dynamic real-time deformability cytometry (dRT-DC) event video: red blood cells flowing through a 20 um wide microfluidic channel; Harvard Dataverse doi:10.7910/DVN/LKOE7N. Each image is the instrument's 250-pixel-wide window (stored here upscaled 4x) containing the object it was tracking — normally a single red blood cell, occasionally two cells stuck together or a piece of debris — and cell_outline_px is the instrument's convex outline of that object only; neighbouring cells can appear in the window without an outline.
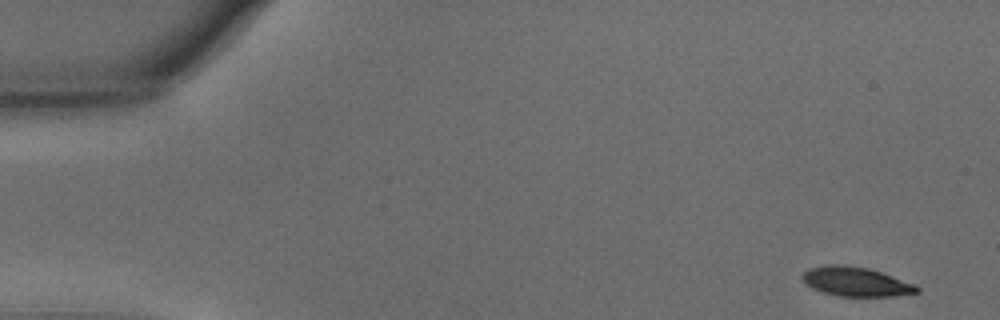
{"species": "common noctule bat (a hibernating species)", "species_latin": "Nyctalus noctula", "temperature_condition": "warm", "stored_images_in_passage": 46, "camera_frame_rate_fps": 3000, "um_per_image_px": 0.085, "animal": {"sex": "male", "body_mass_g": 15.6}, "frame": {"image": 1, "passage_image": 1, "time_ms": 0.0, "image_size_px": [1000, 320], "cell_outline_px": [[920, 292], [892, 296], [836, 296], [812, 288], [800, 276], [808, 268], [828, 264], [844, 264], [868, 268], [916, 284], [920, 288]], "centroid_in_image_um": [72.76, 23.93], "position_along_channel_um": 12.2, "area_um2": 19.54}}
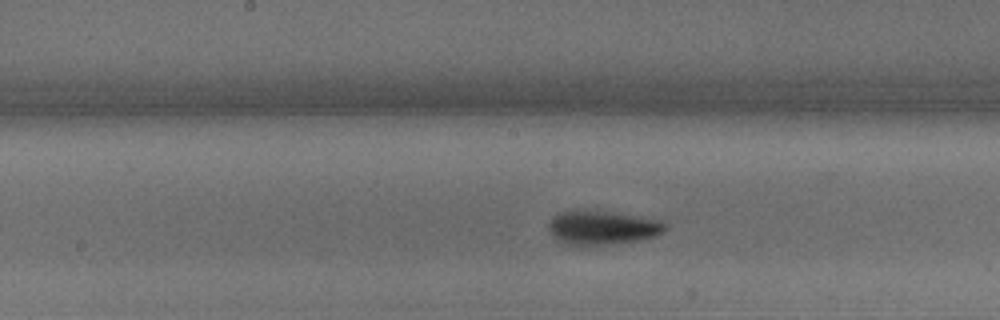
{"frame": {"image": 2, "passage_image": 27, "time_ms": 8.667, "image_size_px": [1000, 320], "cell_outline_px": [[668, 228], [664, 232], [656, 236], [636, 240], [584, 248], [576, 248], [564, 244], [556, 240], [548, 232], [548, 224], [552, 216], [560, 212], [612, 212], [660, 220], [668, 224]], "centroid_in_image_um": [51.16, 19.41], "position_along_channel_um": 197.0, "area_um2": 23.41}}
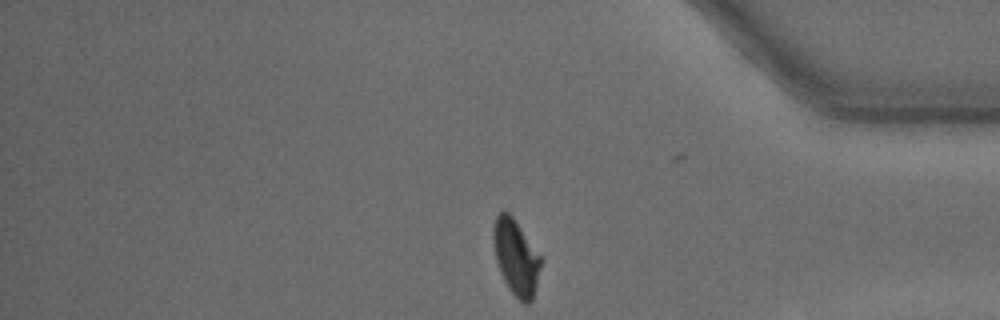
{"frame": {"image": 3, "passage_image": 45, "time_ms": 14.667, "image_size_px": [1000, 320], "cell_outline_px": [[540, 268], [532, 300], [528, 304], [524, 304], [508, 288], [500, 272], [496, 260], [492, 240], [492, 228], [496, 216], [504, 208], [512, 216], [540, 256]], "centroid_in_image_um": [43.81, 21.84], "position_along_channel_um": 391.4, "area_um2": 20.58}, "authors_computed_cell_mechanics": {"area_um2": 21.6172, "velocity_mm_per_s": 3.5915, "shape_relaxation_time_tau1_ms": 3.4983, "shape_relaxation_time_tau2_ms": 1.8302, "deformation_change_tau1": 0.1802, "deformation_change_tau2": 0.0756}}